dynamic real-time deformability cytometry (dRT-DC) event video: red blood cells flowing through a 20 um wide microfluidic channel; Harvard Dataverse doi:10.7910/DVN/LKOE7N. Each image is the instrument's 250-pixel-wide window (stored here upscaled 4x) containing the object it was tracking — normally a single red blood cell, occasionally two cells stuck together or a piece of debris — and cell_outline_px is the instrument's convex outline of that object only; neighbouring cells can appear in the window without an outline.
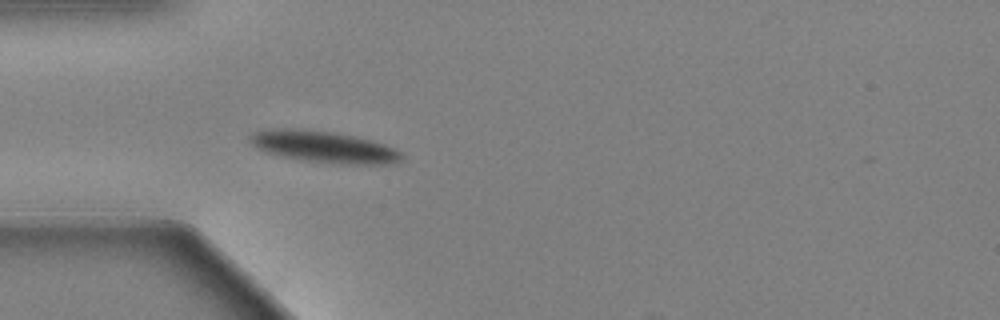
{"species": "Egyptian fruit bat (a non-hibernating species)", "species_latin": "Rousettus aegyptiacus", "temperature_condition": "warm", "stored_images_in_passage": 43, "camera_frame_rate_fps": 3000, "um_per_image_px": 0.085, "animal": {"sex": "female"}, "frame": {"image": 1, "passage_image": 1, "time_ms": 0.0, "image_size_px": [1000, 320], "cell_outline_px": [[404, 156], [400, 160], [392, 164], [340, 164], [304, 160], [264, 152], [252, 144], [248, 140], [248, 136], [252, 132], [268, 128], [300, 128], [332, 132], [372, 140], [384, 144], [400, 152]], "centroid_in_image_um": [27.47, 12.47], "position_along_channel_um": 57.5, "area_um2": 27.98}}
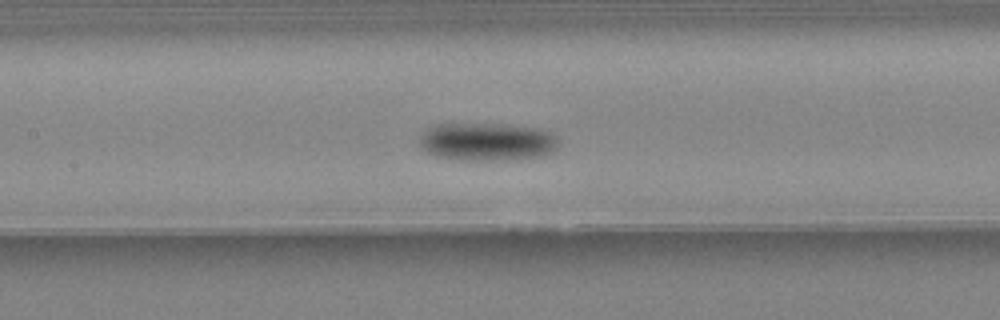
{"frame": {"image": 2, "passage_image": 11, "time_ms": 3.333, "image_size_px": [1000, 320], "cell_outline_px": [[556, 148], [552, 152], [540, 156], [500, 160], [460, 160], [436, 156], [428, 152], [420, 144], [420, 136], [432, 124], [500, 124], [536, 128], [548, 132], [556, 140]], "centroid_in_image_um": [41.34, 12.05], "position_along_channel_um": 166.1, "area_um2": 30.35}}
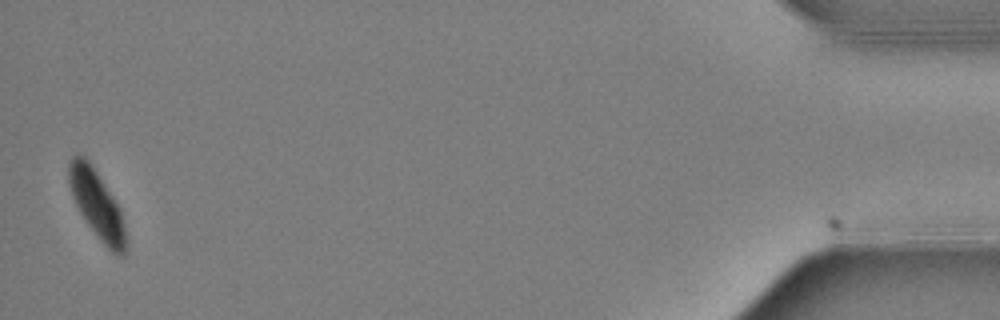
{"frame": {"image": 3, "passage_image": 42, "time_ms": 13.667, "image_size_px": [1000, 320], "cell_outline_px": [[128, 252], [124, 256], [120, 256], [112, 252], [100, 240], [88, 224], [80, 212], [72, 196], [68, 184], [68, 164], [72, 156], [76, 152], [84, 156], [88, 160], [120, 208], [128, 240]], "centroid_in_image_um": [8.26, 17.41], "position_along_channel_um": 426.9, "area_um2": 22.72}, "authors_computed_cell_mechanics": {"area_um2": 27.5128, "velocity_mm_per_s": 3.3908, "shape_relaxation_time_tau1_ms": 2.6477, "shape_relaxation_time_tau2_ms": null, "deformation_change_tau1": 0.1566, "deformation_change_tau2": null}}